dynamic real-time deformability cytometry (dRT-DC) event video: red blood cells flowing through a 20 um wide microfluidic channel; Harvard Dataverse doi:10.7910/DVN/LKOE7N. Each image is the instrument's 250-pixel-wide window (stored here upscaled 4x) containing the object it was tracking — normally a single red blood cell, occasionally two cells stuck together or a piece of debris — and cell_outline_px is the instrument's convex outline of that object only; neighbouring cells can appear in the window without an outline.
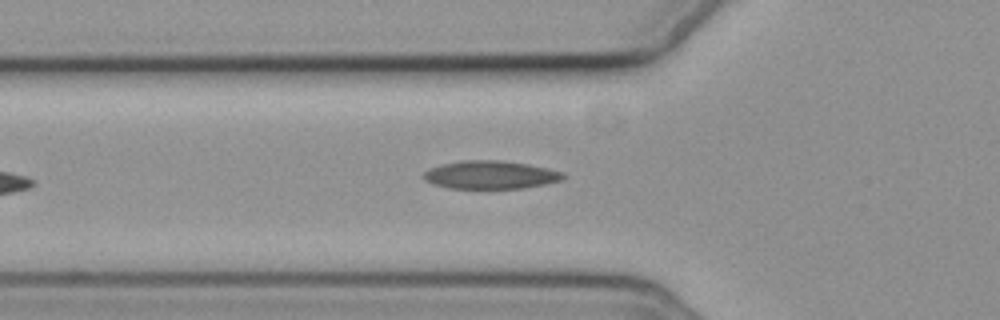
{"species": "common noctule bat (a hibernating species)", "species_latin": "Nyctalus noctula", "temperature_condition": "cold", "stored_images_in_passage": 7, "segment_of_instrument_passage": [1, 2], "camera_frame_rate_fps": 3000, "um_per_image_px": 0.085, "animal": {"sex": "female", "body_mass_g": 19.3, "forearm_length_mm": 54.1}, "frame": {"image": 1, "passage_image": 6, "time_ms": 6.0, "image_size_px": [1000, 320], "cell_outline_px": [[568, 176], [564, 180], [548, 184], [524, 188], [448, 188], [432, 184], [424, 180], [420, 176], [428, 168], [440, 164], [460, 160], [496, 160], [528, 164], [548, 168], [564, 172]], "centroid_in_image_um": [41.7, 14.86], "position_along_channel_um": 84.1, "area_um2": 23.35}}